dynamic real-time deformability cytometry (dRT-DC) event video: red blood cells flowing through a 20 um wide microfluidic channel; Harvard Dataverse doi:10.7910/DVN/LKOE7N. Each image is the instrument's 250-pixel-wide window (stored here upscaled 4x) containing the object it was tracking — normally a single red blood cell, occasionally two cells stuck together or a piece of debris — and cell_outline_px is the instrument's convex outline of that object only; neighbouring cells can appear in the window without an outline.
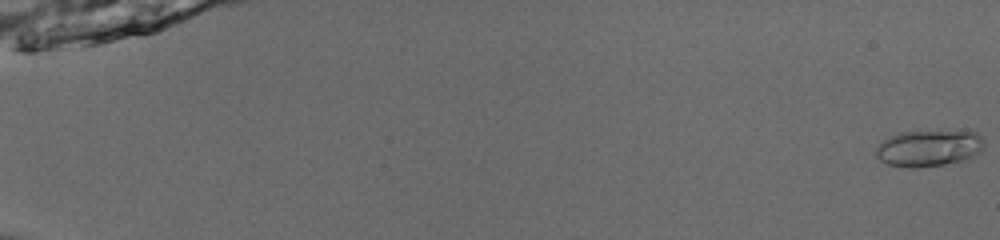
{"species": "common noctule bat (a hibernating species)", "species_latin": "Nyctalus noctula", "temperature_condition": "room temperature", "stored_images_in_passage": 53, "camera_frame_rate_fps": 3000, "um_per_image_px": 0.085, "animal": {"sex": "male", "body_mass_g": 13.0, "forearm_length_mm": 53.1}, "frame": {"image": 1, "passage_image": 1, "time_ms": 0.0, "image_size_px": [1000, 240], "cell_outline_px": [[984, 148], [980, 152], [964, 160], [944, 164], [912, 168], [908, 168], [888, 164], [880, 160], [876, 156], [876, 144], [900, 132], [976, 132], [984, 140]], "centroid_in_image_um": [78.93, 12.61], "position_along_channel_um": 6.1, "area_um2": 22.66}}
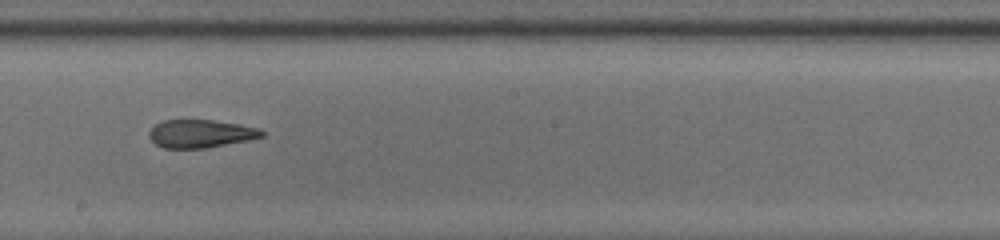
{"frame": {"image": 2, "passage_image": 33, "time_ms": 10.667, "image_size_px": [1000, 240], "cell_outline_px": [[264, 136], [252, 140], [208, 148], [164, 148], [156, 144], [148, 136], [148, 132], [160, 120], [212, 120], [240, 124], [260, 128], [264, 132]], "centroid_in_image_um": [17.09, 11.36], "position_along_channel_um": 231.1, "area_um2": 18.67}}
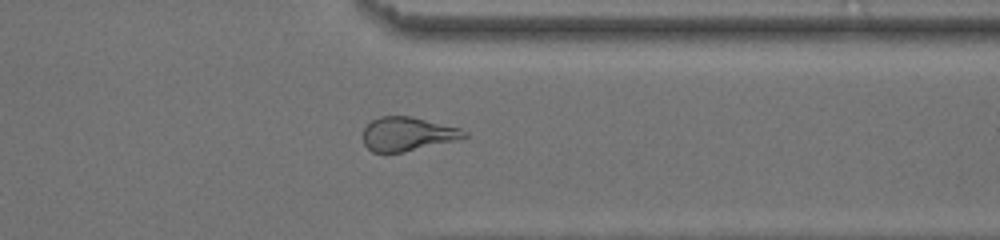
{"frame": {"image": 3, "passage_image": 44, "time_ms": 14.333, "image_size_px": [1000, 240], "cell_outline_px": [[468, 136], [456, 140], [404, 152], [372, 152], [364, 144], [364, 128], [372, 120], [380, 116], [408, 116], [460, 128], [468, 132]], "centroid_in_image_um": [34.64, 11.39], "position_along_channel_um": 376.8, "area_um2": 19.71}, "authors_computed_cell_mechanics": {"area_um2": 20.23, "velocity_mm_per_s": 3.9888, "shape_relaxation_time_tau1_ms": null, "shape_relaxation_time_tau2_ms": 2.0984, "deformation_change_tau1": null, "deformation_change_tau2": 0.1009}}